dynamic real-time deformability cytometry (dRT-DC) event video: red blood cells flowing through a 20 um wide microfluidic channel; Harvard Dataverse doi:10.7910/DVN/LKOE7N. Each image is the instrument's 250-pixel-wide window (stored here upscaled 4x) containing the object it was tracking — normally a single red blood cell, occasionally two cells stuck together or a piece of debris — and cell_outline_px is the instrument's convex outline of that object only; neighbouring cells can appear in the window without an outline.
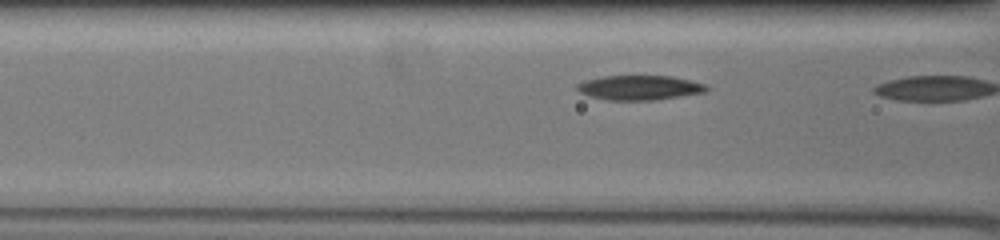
{"species": "common noctule bat (a hibernating species)", "species_latin": "Nyctalus noctula", "temperature_condition": "warm", "stored_images_in_passage": 7, "camera_frame_rate_fps": 3000, "um_per_image_px": 0.085, "animal": {"sex": "female", "body_mass_g": 19.5, "forearm_length_mm": 54.1}, "frame": {"image": 1, "passage_image": 6, "time_ms": 1.667, "image_size_px": [1000, 240], "cell_outline_px": [[708, 88], [704, 92], [652, 100], [608, 100], [592, 96], [580, 92], [576, 88], [576, 84], [584, 80], [604, 76], [672, 76], [704, 84]], "centroid_in_image_um": [54.3, 7.44], "position_along_channel_um": 112.3, "area_um2": 18.21}}